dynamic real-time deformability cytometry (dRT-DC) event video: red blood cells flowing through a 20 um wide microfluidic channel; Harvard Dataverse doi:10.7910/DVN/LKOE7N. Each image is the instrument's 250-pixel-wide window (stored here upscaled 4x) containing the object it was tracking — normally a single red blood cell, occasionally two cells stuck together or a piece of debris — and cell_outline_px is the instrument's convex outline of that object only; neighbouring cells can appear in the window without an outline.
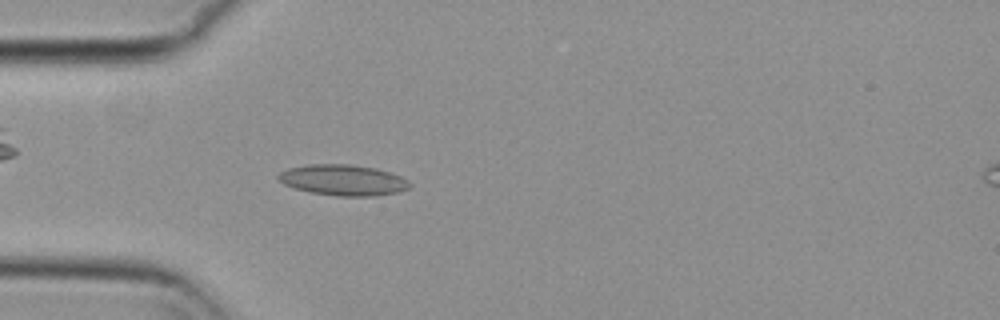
{"species": "common noctule bat (a hibernating species)", "species_latin": "Nyctalus noctula", "temperature_condition": "cold", "stored_images_in_passage": 55, "camera_frame_rate_fps": 3000, "um_per_image_px": 0.085, "animal": {"sex": "female", "body_mass_g": 29.2, "forearm_length_mm": 56.3}, "frame": {"image": 1, "passage_image": 16, "time_ms": 5.0, "image_size_px": [1000, 320], "cell_outline_px": [[412, 184], [408, 188], [400, 192], [376, 196], [336, 196], [308, 192], [284, 184], [276, 180], [276, 176], [280, 172], [288, 168], [308, 164], [352, 164], [376, 168], [400, 176], [408, 180]], "centroid_in_image_um": [29.15, 15.31], "position_along_channel_um": 55.9, "area_um2": 23.87}}
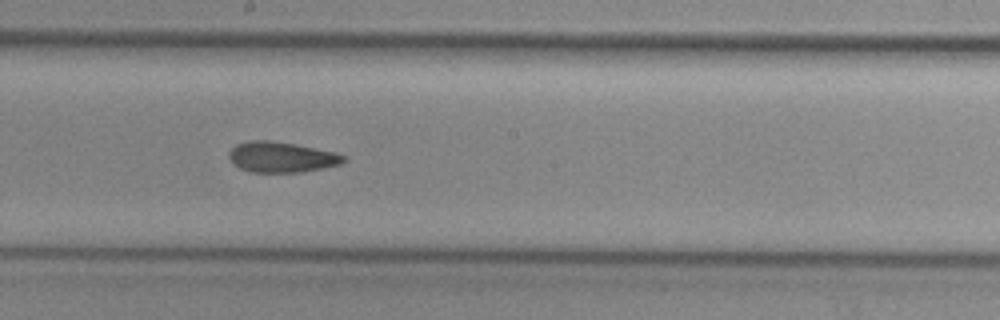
{"frame": {"image": 2, "passage_image": 30, "time_ms": 9.667, "image_size_px": [1000, 320], "cell_outline_px": [[344, 160], [340, 164], [300, 172], [252, 172], [240, 168], [232, 164], [228, 156], [228, 152], [236, 144], [248, 140], [272, 140], [296, 144], [336, 152], [344, 156]], "centroid_in_image_um": [23.86, 13.34], "position_along_channel_um": 224.3, "area_um2": 20.4}}
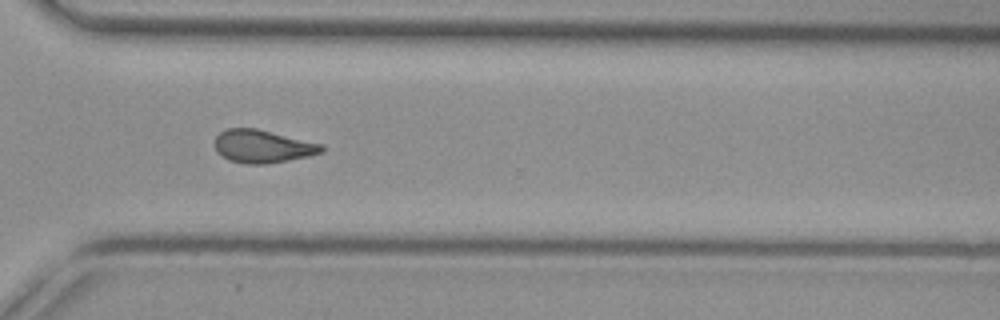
{"frame": {"image": 3, "passage_image": 40, "time_ms": 13.0, "image_size_px": [1000, 320], "cell_outline_px": [[324, 152], [308, 156], [268, 164], [244, 164], [228, 160], [216, 152], [212, 144], [216, 136], [220, 132], [228, 128], [256, 128], [324, 144]], "centroid_in_image_um": [22.29, 12.44], "position_along_channel_um": 348.3, "area_um2": 20.87}, "authors_computed_cell_mechanics": {"area_um2": 20.5768, "velocity_mm_per_s": 3.7204, "shape_relaxation_time_tau1_ms": null, "shape_relaxation_time_tau2_ms": 3.4538, "deformation_change_tau1": null, "deformation_change_tau2": 0.0963}}